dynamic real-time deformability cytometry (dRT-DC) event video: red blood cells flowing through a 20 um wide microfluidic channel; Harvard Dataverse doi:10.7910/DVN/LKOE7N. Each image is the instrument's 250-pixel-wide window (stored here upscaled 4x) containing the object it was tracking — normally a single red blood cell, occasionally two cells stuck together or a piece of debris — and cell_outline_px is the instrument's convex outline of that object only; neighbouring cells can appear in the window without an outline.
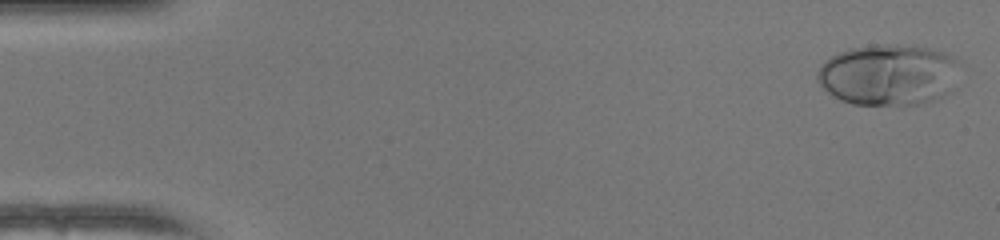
{"species": "human", "species_latin": "Homo sapiens", "temperature_condition": "warm", "stored_images_in_passage": 50, "camera_frame_rate_fps": 3000, "um_per_image_px": 0.085, "donor": {"sex": "female"}, "frame": {"image": 1, "passage_image": 2, "time_ms": 0.333, "image_size_px": [1000, 240], "cell_outline_px": [[960, 60], [948, 92], [932, 100], [920, 104], [852, 104], [840, 100], [832, 96], [816, 80], [816, 72], [820, 64], [832, 56], [840, 52], [852, 48], [884, 44], [896, 44], [928, 48], [944, 52]], "centroid_in_image_um": [75.46, 6.34], "position_along_channel_um": 9.5, "area_um2": 50.34}}
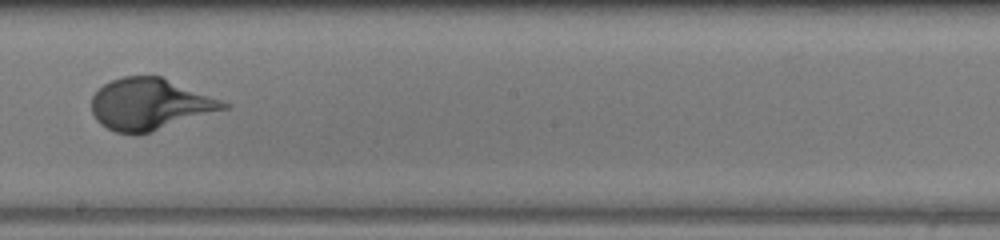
{"frame": {"image": 2, "passage_image": 29, "time_ms": 9.333, "image_size_px": [1000, 240], "cell_outline_px": [[232, 104], [228, 108], [152, 132], [136, 136], [132, 136], [116, 132], [100, 124], [96, 120], [92, 112], [92, 96], [104, 84], [112, 80], [124, 76], [160, 76]], "centroid_in_image_um": [12.72, 8.88], "position_along_channel_um": 235.5, "area_um2": 39.65}}
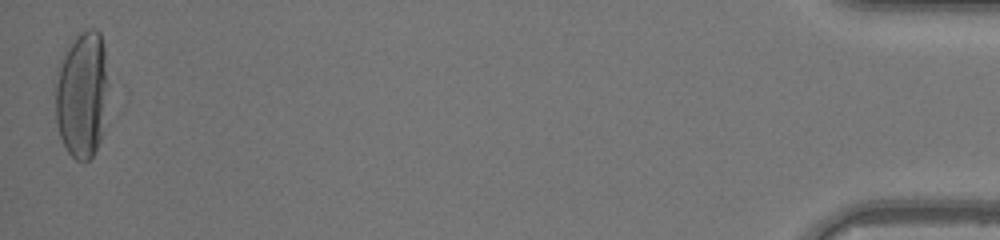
{"frame": {"image": 3, "passage_image": 50, "time_ms": 16.333, "image_size_px": [1000, 240], "cell_outline_px": [[108, 84], [100, 140], [92, 156], [84, 164], [76, 160], [68, 152], [60, 136], [56, 124], [56, 68], [60, 56], [76, 32], [88, 28], [96, 28], [100, 32], [104, 48], [108, 80]], "centroid_in_image_um": [6.94, 7.95], "position_along_channel_um": 428.3, "area_um2": 39.77}}